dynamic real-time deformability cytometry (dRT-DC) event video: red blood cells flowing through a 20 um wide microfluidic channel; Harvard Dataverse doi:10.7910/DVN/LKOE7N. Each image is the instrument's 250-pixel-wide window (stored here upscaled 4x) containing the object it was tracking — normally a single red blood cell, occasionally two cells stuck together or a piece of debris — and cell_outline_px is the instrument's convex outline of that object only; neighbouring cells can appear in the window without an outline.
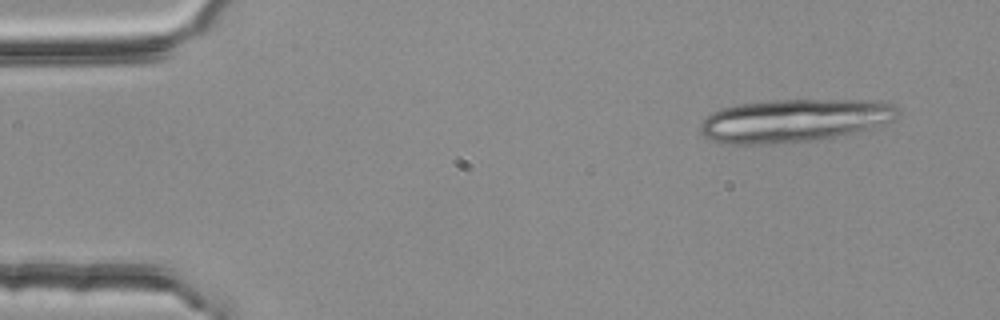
{"species": "common noctule bat (a hibernating species)", "species_latin": "Nyctalus noctula", "temperature_condition": "room temperature", "stored_images_in_passage": 2, "camera_frame_rate_fps": 3000, "um_per_image_px": 0.085, "animal": {"sex": "female", "body_mass_g": 25.1}, "frame": {"image": 1, "passage_image": 1, "time_ms": 0.0, "image_size_px": [1000, 320], "cell_outline_px": [[900, 112], [892, 120], [872, 128], [856, 132], [812, 140], [772, 144], [732, 144], [712, 140], [704, 136], [700, 132], [700, 124], [712, 112], [736, 104], [772, 100], [884, 100], [896, 104], [900, 108]], "centroid_in_image_um": [67.55, 10.23], "position_along_channel_um": 17.4, "area_um2": 49.59}}